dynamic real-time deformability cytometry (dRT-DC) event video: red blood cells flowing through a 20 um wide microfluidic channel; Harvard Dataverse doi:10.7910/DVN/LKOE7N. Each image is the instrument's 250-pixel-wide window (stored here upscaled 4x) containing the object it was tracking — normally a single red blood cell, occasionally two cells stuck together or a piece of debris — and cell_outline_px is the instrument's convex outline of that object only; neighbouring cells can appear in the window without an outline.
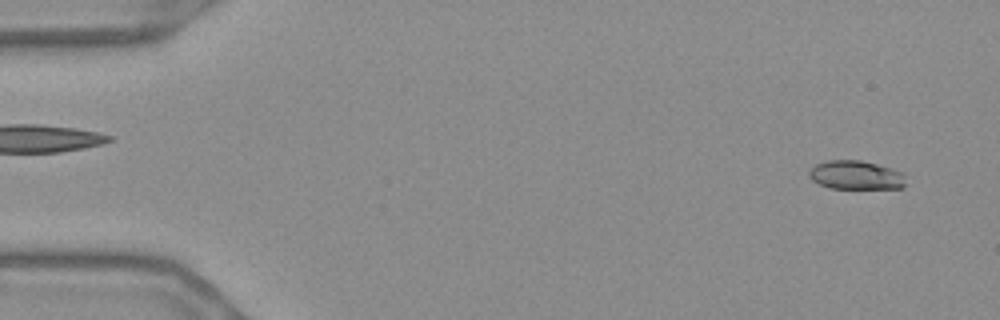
{"species": "Egyptian fruit bat (a non-hibernating species)", "species_latin": "Rousettus aegyptiacus", "temperature_condition": "warm", "stored_images_in_passage": 53, "camera_frame_rate_fps": 3000, "um_per_image_px": 0.085, "frame": {"image": 1, "passage_image": 1, "time_ms": 0.0, "image_size_px": [1000, 320], "cell_outline_px": [[904, 188], [828, 188], [812, 180], [808, 176], [808, 172], [816, 164], [828, 160], [860, 160], [876, 164], [904, 172]], "centroid_in_image_um": [72.74, 14.88], "position_along_channel_um": 12.3, "area_um2": 16.18}}
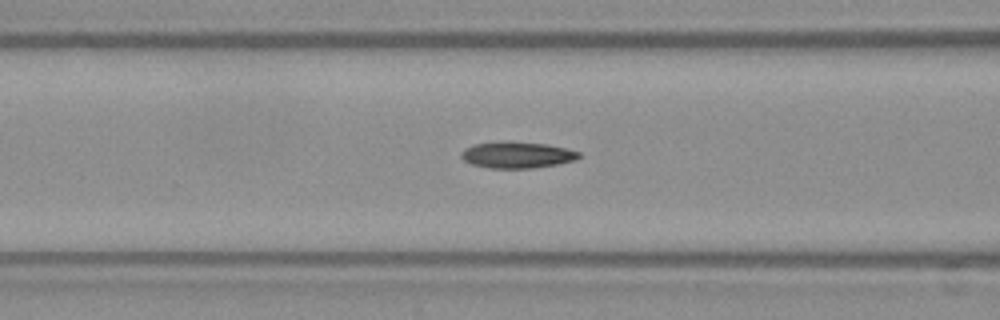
{"frame": {"image": 2, "passage_image": 20, "time_ms": 6.333, "image_size_px": [1000, 320], "cell_outline_px": [[580, 156], [576, 160], [556, 164], [532, 168], [488, 168], [472, 164], [464, 160], [460, 156], [460, 152], [464, 148], [472, 144], [496, 140], [512, 140], [548, 144], [580, 152]], "centroid_in_image_um": [43.89, 13.13], "position_along_channel_um": 122.7, "area_um2": 18.55}}
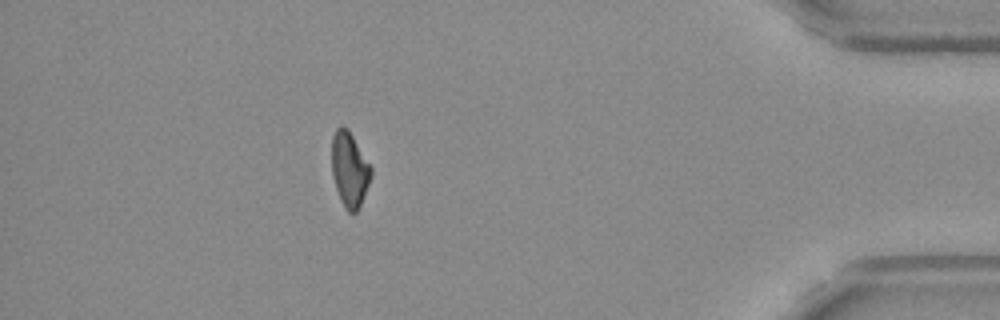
{"frame": {"image": 3, "passage_image": 47, "time_ms": 15.333, "image_size_px": [1000, 320], "cell_outline_px": [[372, 176], [360, 208], [356, 212], [348, 212], [344, 208], [340, 200], [332, 176], [332, 136], [336, 128], [348, 128], [372, 168]], "centroid_in_image_um": [29.72, 14.44], "position_along_channel_um": 405.5, "area_um2": 17.22}, "authors_computed_cell_mechanics": {"area_um2": 17.7446, "velocity_mm_per_s": 3.6842, "shape_relaxation_time_tau1_ms": null, "shape_relaxation_time_tau2_ms": 3.4739, "deformation_change_tau1": null, "deformation_change_tau2": 0.1023}}